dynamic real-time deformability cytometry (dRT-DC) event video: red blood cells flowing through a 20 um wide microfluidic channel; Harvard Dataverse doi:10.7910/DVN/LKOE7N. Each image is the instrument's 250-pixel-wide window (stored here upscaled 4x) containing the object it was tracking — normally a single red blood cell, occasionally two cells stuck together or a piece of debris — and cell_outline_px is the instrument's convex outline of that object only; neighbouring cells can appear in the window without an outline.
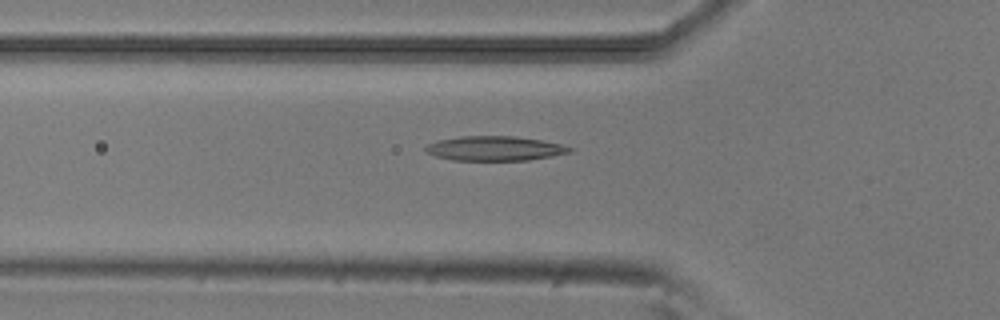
{"species": "common noctule bat (a hibernating species)", "species_latin": "Nyctalus noctula", "temperature_condition": "room temperature", "stored_images_in_passage": 26, "camera_frame_rate_fps": 3000, "um_per_image_px": 0.085, "animal": {"sex": "male", "body_mass_g": 20.5, "forearm_length_mm": 52.5}, "frame": {"image": 1, "passage_image": 7, "time_ms": 2.0, "image_size_px": [1000, 320], "cell_outline_px": [[572, 152], [552, 156], [528, 160], [452, 160], [436, 156], [424, 152], [424, 148], [428, 144], [440, 140], [460, 136], [512, 136], [540, 140], [560, 144], [572, 148]], "centroid_in_image_um": [42.03, 12.62], "position_along_channel_um": 83.8, "area_um2": 20.46}}
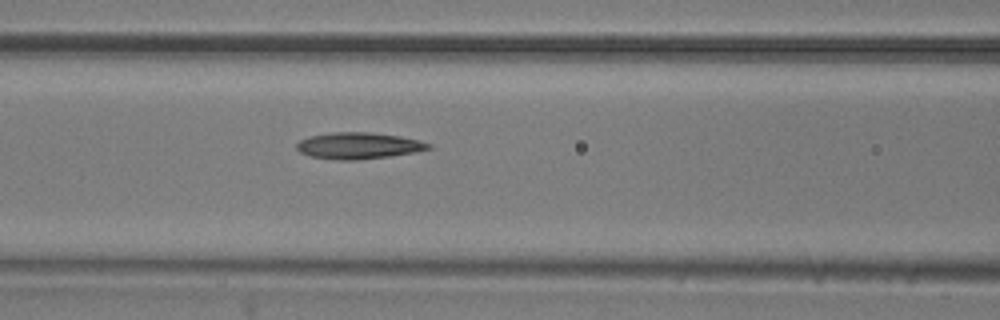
{"frame": {"image": 2, "passage_image": 11, "time_ms": 3.333, "image_size_px": [1000, 320], "cell_outline_px": [[432, 148], [416, 152], [388, 156], [356, 160], [336, 160], [312, 156], [300, 152], [296, 148], [296, 144], [300, 140], [308, 136], [332, 132], [372, 132], [400, 136], [420, 140], [432, 144]], "centroid_in_image_um": [30.49, 12.37], "position_along_channel_um": 136.1, "area_um2": 20.4}}
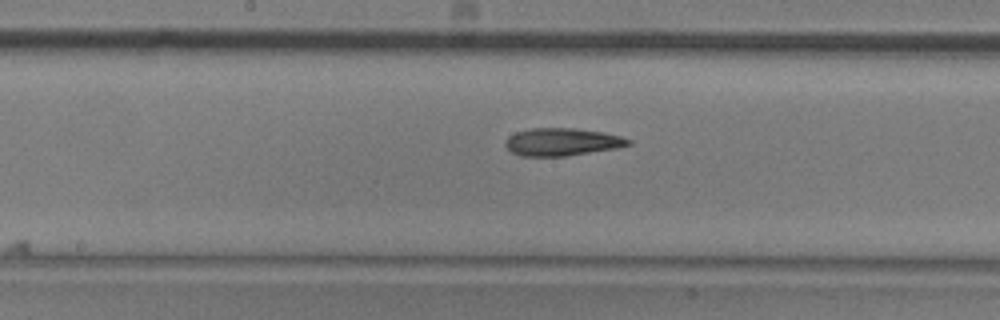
{"frame": {"image": 3, "passage_image": 16, "time_ms": 5.0, "image_size_px": [1000, 320], "cell_outline_px": [[632, 144], [616, 148], [564, 156], [520, 156], [512, 152], [504, 144], [504, 140], [508, 136], [516, 132], [532, 128], [576, 128], [604, 132], [620, 136], [632, 140]], "centroid_in_image_um": [47.76, 12.05], "position_along_channel_um": 200.4, "area_um2": 19.83}}